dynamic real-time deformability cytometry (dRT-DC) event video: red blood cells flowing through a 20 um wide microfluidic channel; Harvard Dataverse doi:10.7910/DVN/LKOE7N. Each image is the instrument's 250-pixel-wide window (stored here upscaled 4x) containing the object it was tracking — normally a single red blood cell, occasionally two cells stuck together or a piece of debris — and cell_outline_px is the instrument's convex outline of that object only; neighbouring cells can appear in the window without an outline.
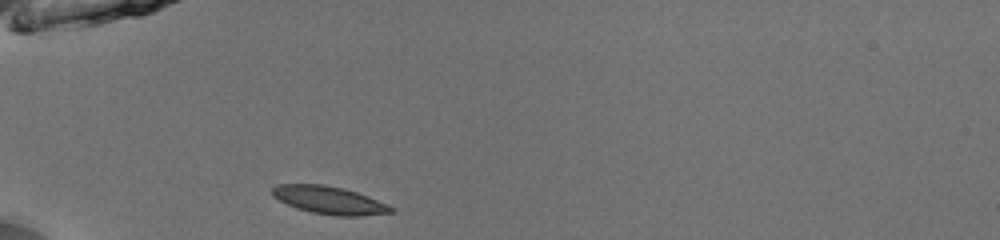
{"species": "common noctule bat (a hibernating species)", "species_latin": "Nyctalus noctula", "temperature_condition": "room temperature", "stored_images_in_passage": 35, "camera_frame_rate_fps": 3000, "um_per_image_px": 0.085, "animal": {"sex": "male", "body_mass_g": 13.0, "forearm_length_mm": 53.1}, "frame": {"image": 1, "passage_image": 1, "time_ms": 0.0, "image_size_px": [1000, 240], "cell_outline_px": [[392, 212], [360, 216], [340, 216], [312, 212], [296, 208], [272, 196], [268, 192], [276, 184], [324, 184], [344, 188], [368, 196], [388, 204], [392, 208]], "centroid_in_image_um": [27.94, 17.0], "position_along_channel_um": 57.1, "area_um2": 19.19}}
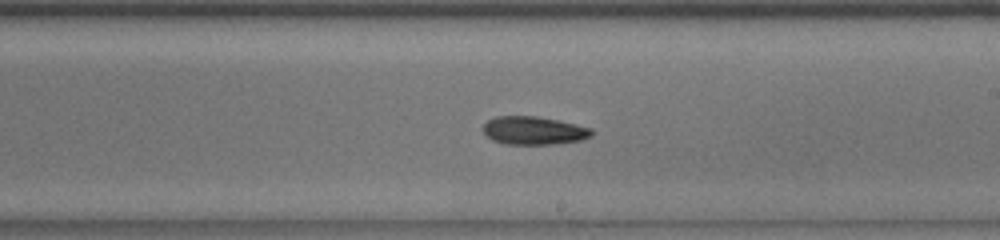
{"frame": {"image": 2, "passage_image": 16, "time_ms": 5.0, "image_size_px": [1000, 240], "cell_outline_px": [[592, 136], [580, 140], [556, 144], [504, 144], [492, 140], [480, 128], [488, 120], [496, 116], [536, 116], [556, 120], [592, 128]], "centroid_in_image_um": [45.34, 11.1], "position_along_channel_um": 243.7, "area_um2": 17.8}}
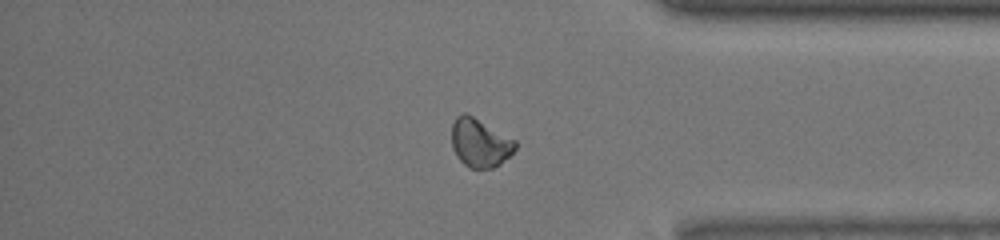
{"frame": {"image": 3, "passage_image": 28, "time_ms": 9.0, "image_size_px": [1000, 240], "cell_outline_px": [[516, 148], [500, 164], [492, 168], [468, 168], [456, 156], [452, 148], [452, 124], [456, 116], [460, 112], [464, 112], [472, 116], [516, 140]], "centroid_in_image_um": [40.76, 12.14], "position_along_channel_um": 394.4, "area_um2": 17.92}, "authors_computed_cell_mechanics": {"area_um2": 18.0914, "velocity_mm_per_s": 3.9889, "shape_relaxation_time_tau1_ms": 2.7485, "shape_relaxation_time_tau2_ms": 5.3058, "deformation_change_tau1": 0.0887, "deformation_change_tau2": 0.1098}}